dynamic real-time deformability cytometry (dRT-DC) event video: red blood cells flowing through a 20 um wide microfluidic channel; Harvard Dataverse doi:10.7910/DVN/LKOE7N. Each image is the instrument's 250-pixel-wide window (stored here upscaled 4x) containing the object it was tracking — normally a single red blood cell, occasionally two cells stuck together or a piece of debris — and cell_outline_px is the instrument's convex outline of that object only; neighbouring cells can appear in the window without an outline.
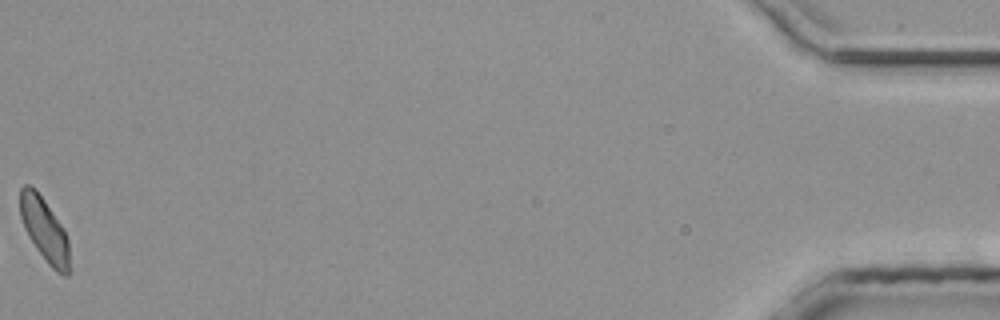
{"species": "common noctule bat (a hibernating species)", "species_latin": "Nyctalus noctula", "temperature_condition": "room temperature", "stored_images_in_passage": 33, "camera_frame_rate_fps": 3000, "um_per_image_px": 0.085, "animal": {"sex": "male", "body_mass_g": 20.4}, "frame": {"image": 1, "passage_image": 33, "time_ms": 10.667, "image_size_px": [1000, 320], "cell_outline_px": [[68, 276], [64, 276], [56, 272], [48, 264], [36, 248], [28, 236], [24, 228], [20, 216], [20, 188], [24, 184], [32, 184], [36, 188], [64, 228], [68, 240]], "centroid_in_image_um": [3.75, 19.48], "position_along_channel_um": 431.4, "area_um2": 18.38}}